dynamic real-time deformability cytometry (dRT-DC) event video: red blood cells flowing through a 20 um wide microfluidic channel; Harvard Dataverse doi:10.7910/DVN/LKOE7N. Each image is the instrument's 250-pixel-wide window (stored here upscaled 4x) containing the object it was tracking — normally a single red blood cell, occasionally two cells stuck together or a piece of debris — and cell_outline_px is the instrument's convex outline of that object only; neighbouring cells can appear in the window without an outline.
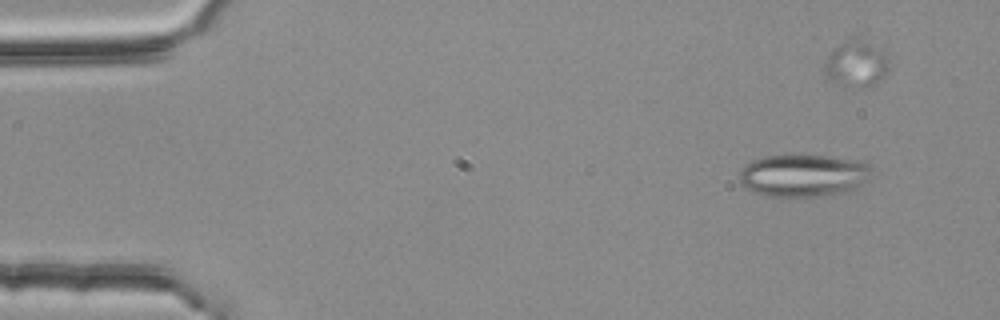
{"species": "common noctule bat (a hibernating species)", "species_latin": "Nyctalus noctula", "temperature_condition": "room temperature", "stored_images_in_passage": 4, "camera_frame_rate_fps": 3000, "um_per_image_px": 0.085, "animal": {"sex": "female", "body_mass_g": 25.1}, "frame": {"image": 1, "passage_image": 1, "time_ms": 0.0, "image_size_px": [1000, 320], "cell_outline_px": [[876, 176], [856, 192], [840, 196], [760, 196], [744, 188], [740, 184], [740, 168], [744, 164], [752, 160], [764, 156], [828, 156], [868, 160], [872, 164]], "centroid_in_image_um": [68.47, 14.94], "position_along_channel_um": 16.5, "area_um2": 34.62}}